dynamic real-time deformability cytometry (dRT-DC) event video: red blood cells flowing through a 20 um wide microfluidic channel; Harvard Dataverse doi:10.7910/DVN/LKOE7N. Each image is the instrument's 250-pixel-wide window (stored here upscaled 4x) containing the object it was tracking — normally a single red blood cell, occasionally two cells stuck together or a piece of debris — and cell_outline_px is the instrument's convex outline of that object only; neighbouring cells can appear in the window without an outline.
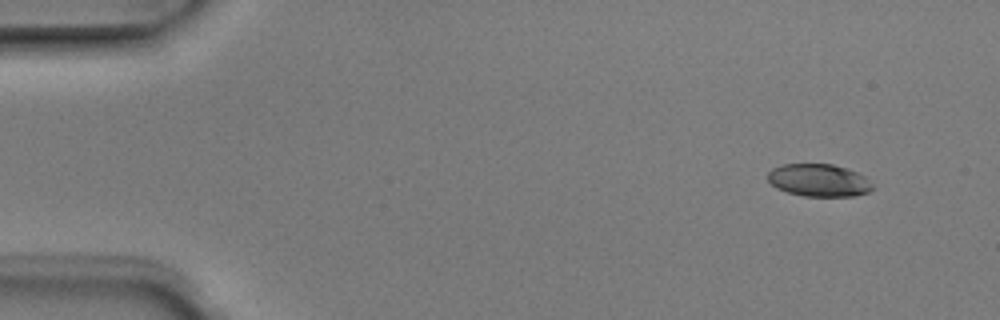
{"species": "Egyptian fruit bat (a non-hibernating species)", "species_latin": "Rousettus aegyptiacus", "temperature_condition": "room temperature", "stored_images_in_passage": 4, "camera_frame_rate_fps": 3000, "um_per_image_px": 0.085, "animal": {"sex": "male"}, "frame": {"image": 1, "passage_image": 1, "time_ms": 0.0, "image_size_px": [1000, 320], "cell_outline_px": [[872, 188], [868, 192], [852, 196], [804, 196], [788, 192], [776, 188], [768, 180], [768, 172], [772, 168], [784, 164], [832, 164], [856, 172], [864, 176], [872, 184]], "centroid_in_image_um": [69.57, 15.32], "position_along_channel_um": 15.4, "area_um2": 19.65}}
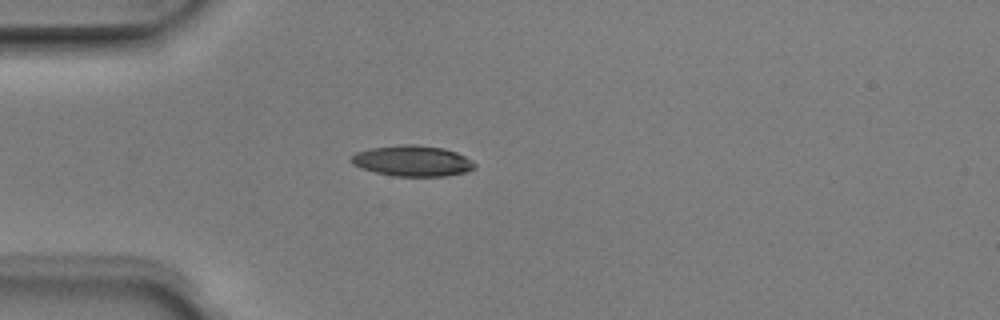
{"frame": {"image": 2, "passage_image": 4, "time_ms": 1.0, "image_size_px": [1000, 320], "cell_outline_px": [[476, 168], [468, 172], [444, 176], [392, 176], [360, 168], [352, 164], [352, 156], [356, 152], [372, 148], [400, 144], [416, 144], [444, 148], [456, 152], [472, 160], [476, 164]], "centroid_in_image_um": [35.09, 13.68], "position_along_channel_um": 49.9, "area_um2": 22.25}}